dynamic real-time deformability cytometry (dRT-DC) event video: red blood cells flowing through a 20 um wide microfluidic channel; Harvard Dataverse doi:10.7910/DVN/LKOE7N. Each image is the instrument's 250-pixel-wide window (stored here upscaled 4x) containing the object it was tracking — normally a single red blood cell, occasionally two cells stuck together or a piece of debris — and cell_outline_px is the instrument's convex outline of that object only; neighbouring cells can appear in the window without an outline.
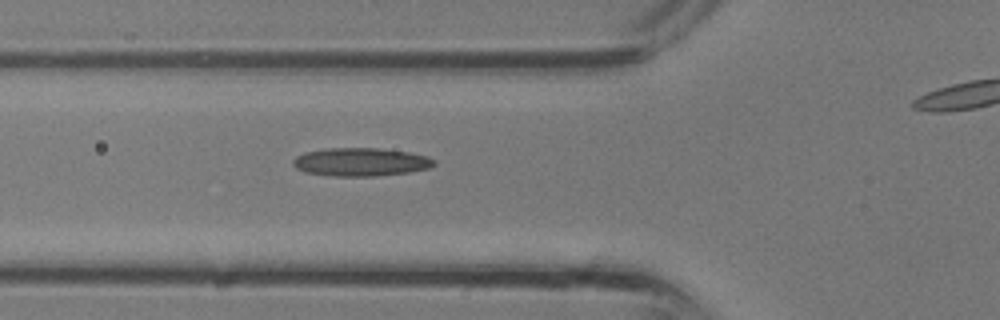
{"species": "common noctule bat (a hibernating species)", "species_latin": "Nyctalus noctula", "temperature_condition": "room temperature", "stored_images_in_passage": 18, "camera_frame_rate_fps": 3000, "um_per_image_px": 0.085, "animal": {"sex": "male", "body_mass_g": 13.3}, "frame": {"image": 1, "passage_image": 3, "time_ms": 0.667, "image_size_px": [1000, 320], "cell_outline_px": [[436, 164], [428, 168], [408, 172], [376, 176], [332, 176], [304, 172], [296, 168], [292, 164], [292, 160], [296, 156], [304, 152], [324, 148], [376, 148], [408, 152], [428, 156], [436, 160]], "centroid_in_image_um": [30.63, 13.76], "position_along_channel_um": 95.2, "area_um2": 23.35}}
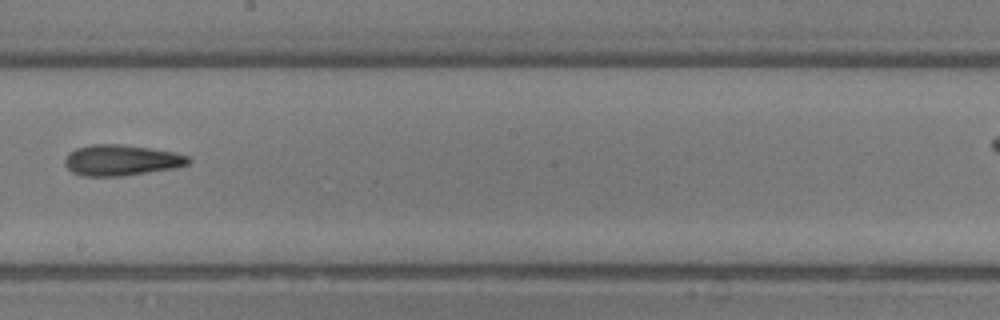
{"frame": {"image": 2, "passage_image": 10, "time_ms": 3.0, "image_size_px": [1000, 320], "cell_outline_px": [[192, 160], [188, 164], [176, 168], [124, 176], [80, 176], [72, 172], [64, 164], [64, 160], [68, 152], [76, 148], [92, 144], [120, 144], [152, 148], [176, 152], [192, 156]], "centroid_in_image_um": [10.35, 13.61], "position_along_channel_um": 237.9, "area_um2": 22.66}}
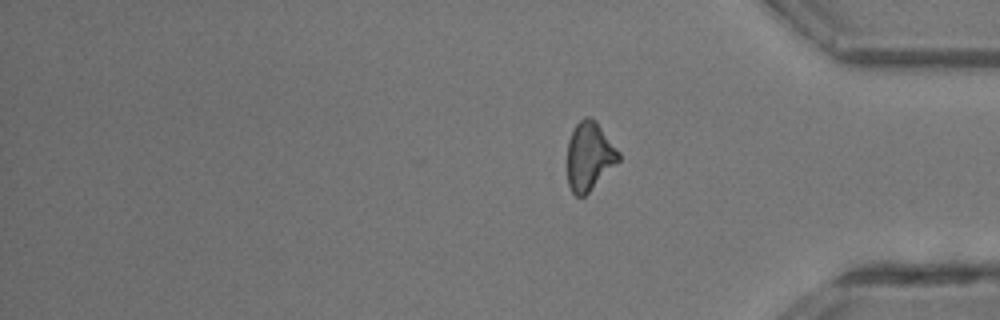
{"frame": {"image": 3, "passage_image": 18, "time_ms": 5.667, "image_size_px": [1000, 320], "cell_outline_px": [[620, 160], [584, 196], [576, 196], [572, 192], [568, 184], [568, 140], [576, 124], [584, 116], [592, 116], [596, 120], [620, 152]], "centroid_in_image_um": [50.1, 13.24], "position_along_channel_um": 385.1, "area_um2": 20.4}}